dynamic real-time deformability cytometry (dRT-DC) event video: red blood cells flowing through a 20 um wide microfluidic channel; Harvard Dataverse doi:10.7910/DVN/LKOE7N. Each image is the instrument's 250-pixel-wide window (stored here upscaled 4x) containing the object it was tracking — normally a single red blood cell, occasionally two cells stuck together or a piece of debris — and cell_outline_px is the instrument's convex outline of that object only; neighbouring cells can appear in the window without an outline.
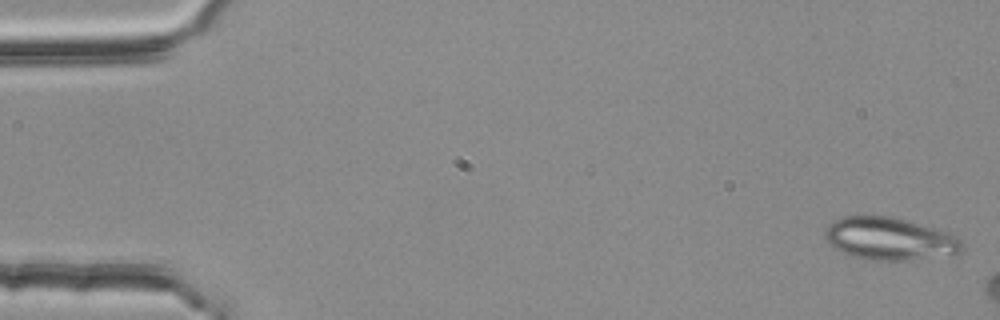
{"species": "common noctule bat (a hibernating species)", "species_latin": "Nyctalus noctula", "temperature_condition": "room temperature", "stored_images_in_passage": 11, "camera_frame_rate_fps": 3000, "um_per_image_px": 0.085, "animal": {"sex": "female", "body_mass_g": 25.1}, "frame": {"image": 1, "passage_image": 1, "time_ms": 0.0, "image_size_px": [1000, 320], "cell_outline_px": [[964, 248], [960, 252], [904, 260], [868, 260], [852, 256], [840, 252], [824, 236], [824, 228], [828, 224], [844, 216], [888, 216], [904, 220], [948, 232], [964, 240]], "centroid_in_image_um": [75.59, 20.29], "position_along_channel_um": 9.4, "area_um2": 33.52}}